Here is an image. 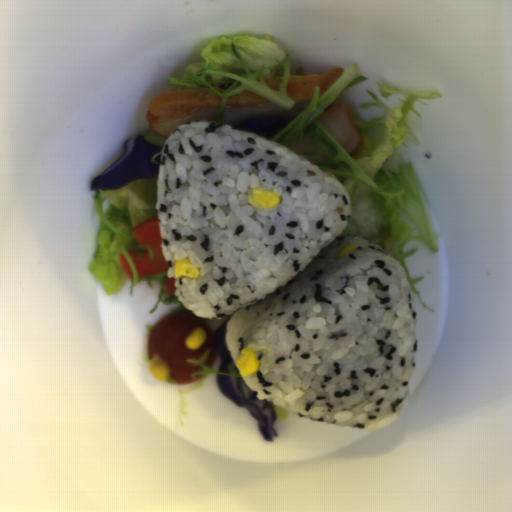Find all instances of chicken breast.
Listing matches in <instances>:
<instances>
[{
  "label": "chicken breast",
  "instance_id": "cb542c10",
  "mask_svg": "<svg viewBox=\"0 0 512 512\" xmlns=\"http://www.w3.org/2000/svg\"><path fill=\"white\" fill-rule=\"evenodd\" d=\"M343 73L344 68L335 67L317 75H290L286 93L295 102L292 110L282 109L246 90L229 95L224 105L221 124L239 130L252 120L263 117H282L286 119L288 126L311 103L316 87L319 89L318 99L336 84Z\"/></svg>",
  "mask_w": 512,
  "mask_h": 512
},
{
  "label": "chicken breast",
  "instance_id": "c9198e5e",
  "mask_svg": "<svg viewBox=\"0 0 512 512\" xmlns=\"http://www.w3.org/2000/svg\"><path fill=\"white\" fill-rule=\"evenodd\" d=\"M221 103V96L203 88L162 92L149 101L145 119L153 131L168 139L177 126L210 122V116H216Z\"/></svg>",
  "mask_w": 512,
  "mask_h": 512
},
{
  "label": "chicken breast",
  "instance_id": "ea81aa3d",
  "mask_svg": "<svg viewBox=\"0 0 512 512\" xmlns=\"http://www.w3.org/2000/svg\"><path fill=\"white\" fill-rule=\"evenodd\" d=\"M338 99L339 97H335L316 120L351 156L360 150L362 138L349 107L345 103L333 106Z\"/></svg>",
  "mask_w": 512,
  "mask_h": 512
},
{
  "label": "chicken breast",
  "instance_id": "8e849b83",
  "mask_svg": "<svg viewBox=\"0 0 512 512\" xmlns=\"http://www.w3.org/2000/svg\"><path fill=\"white\" fill-rule=\"evenodd\" d=\"M283 146L299 155L303 153L314 152L319 149L316 142L308 137H300L295 139L290 144Z\"/></svg>",
  "mask_w": 512,
  "mask_h": 512
},
{
  "label": "chicken breast",
  "instance_id": "9040999d",
  "mask_svg": "<svg viewBox=\"0 0 512 512\" xmlns=\"http://www.w3.org/2000/svg\"><path fill=\"white\" fill-rule=\"evenodd\" d=\"M302 157L313 164H324V163L332 160L323 154H309V155L302 156Z\"/></svg>",
  "mask_w": 512,
  "mask_h": 512
},
{
  "label": "chicken breast",
  "instance_id": "bc8702e0",
  "mask_svg": "<svg viewBox=\"0 0 512 512\" xmlns=\"http://www.w3.org/2000/svg\"><path fill=\"white\" fill-rule=\"evenodd\" d=\"M264 82L268 88H270L276 92L280 91L279 85L281 83V79L264 80Z\"/></svg>",
  "mask_w": 512,
  "mask_h": 512
},
{
  "label": "chicken breast",
  "instance_id": "f13976b0",
  "mask_svg": "<svg viewBox=\"0 0 512 512\" xmlns=\"http://www.w3.org/2000/svg\"><path fill=\"white\" fill-rule=\"evenodd\" d=\"M326 167H328V168H330L332 170H337L339 166L334 164V165H330V166H326Z\"/></svg>",
  "mask_w": 512,
  "mask_h": 512
},
{
  "label": "chicken breast",
  "instance_id": "392e1890",
  "mask_svg": "<svg viewBox=\"0 0 512 512\" xmlns=\"http://www.w3.org/2000/svg\"><path fill=\"white\" fill-rule=\"evenodd\" d=\"M215 89L218 90L221 94L228 91L227 89H224V88H215Z\"/></svg>",
  "mask_w": 512,
  "mask_h": 512
}]
</instances>
